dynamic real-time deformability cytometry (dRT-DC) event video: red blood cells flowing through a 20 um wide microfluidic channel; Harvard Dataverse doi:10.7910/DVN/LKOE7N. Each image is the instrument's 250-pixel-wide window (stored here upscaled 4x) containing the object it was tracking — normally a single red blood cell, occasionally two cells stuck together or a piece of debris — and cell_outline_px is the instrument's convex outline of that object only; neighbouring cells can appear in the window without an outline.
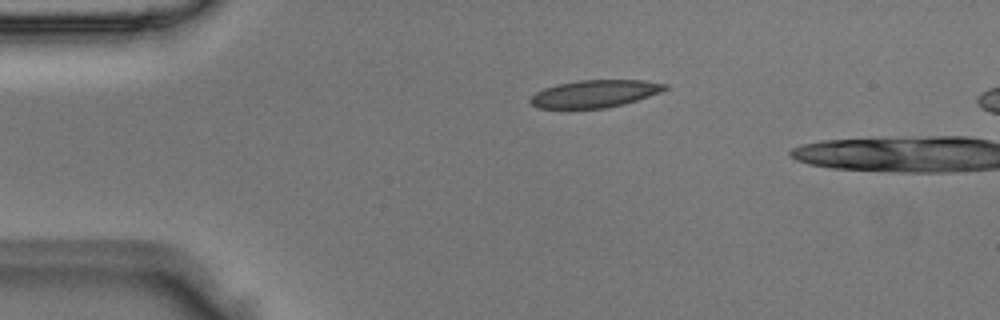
{"species": "Egyptian fruit bat (a non-hibernating species)", "species_latin": "Rousettus aegyptiacus", "temperature_condition": "room temperature", "stored_images_in_passage": 2, "camera_frame_rate_fps": 3000, "um_per_image_px": 0.085, "animal": {"sex": "male"}, "frame": {"image": 1, "passage_image": 1, "time_ms": 0.0, "image_size_px": [1000, 320], "cell_outline_px": [[668, 88], [660, 92], [624, 104], [604, 108], [536, 108], [528, 100], [536, 92], [544, 88], [576, 80], [644, 80], [668, 84]], "centroid_in_image_um": [50.56, 7.96], "position_along_channel_um": 34.4, "area_um2": 21.39}}